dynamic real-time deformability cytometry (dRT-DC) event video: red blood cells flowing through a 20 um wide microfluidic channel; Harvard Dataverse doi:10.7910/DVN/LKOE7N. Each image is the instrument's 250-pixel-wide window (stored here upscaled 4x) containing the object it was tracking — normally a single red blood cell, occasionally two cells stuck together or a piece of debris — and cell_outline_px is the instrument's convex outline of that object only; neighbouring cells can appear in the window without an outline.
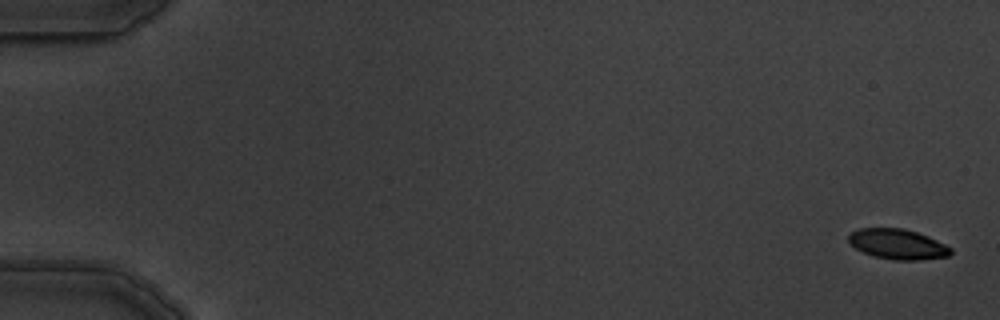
{"species": "common noctule bat (a hibernating species)", "species_latin": "Nyctalus noctula", "temperature_condition": "warm", "stored_images_in_passage": 5, "camera_frame_rate_fps": 3000, "um_per_image_px": 0.085, "animal": {"sex": "male", "body_mass_g": 19.5, "forearm_length_mm": 54.6}, "frame": {"image": 1, "passage_image": 1, "time_ms": 0.0, "image_size_px": [1000, 320], "cell_outline_px": [[952, 252], [948, 256], [920, 260], [892, 260], [872, 256], [856, 248], [848, 240], [848, 236], [852, 232], [860, 228], [904, 228], [928, 236], [952, 248]], "centroid_in_image_um": [76.31, 20.76], "position_along_channel_um": 8.7, "area_um2": 17.92}}
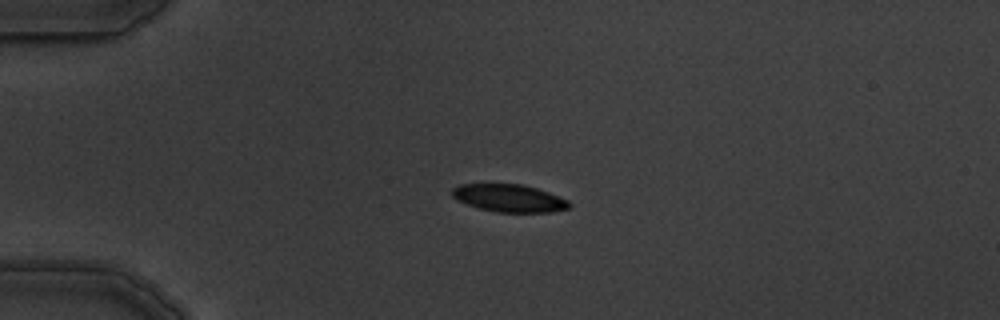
{"frame": {"image": 2, "passage_image": 4, "time_ms": 4.333, "image_size_px": [1000, 320], "cell_outline_px": [[572, 204], [568, 208], [548, 212], [496, 212], [480, 208], [468, 204], [452, 196], [452, 188], [460, 184], [524, 184], [548, 192], [568, 200]], "centroid_in_image_um": [43.29, 16.83], "position_along_channel_um": 41.7, "area_um2": 18.61}}